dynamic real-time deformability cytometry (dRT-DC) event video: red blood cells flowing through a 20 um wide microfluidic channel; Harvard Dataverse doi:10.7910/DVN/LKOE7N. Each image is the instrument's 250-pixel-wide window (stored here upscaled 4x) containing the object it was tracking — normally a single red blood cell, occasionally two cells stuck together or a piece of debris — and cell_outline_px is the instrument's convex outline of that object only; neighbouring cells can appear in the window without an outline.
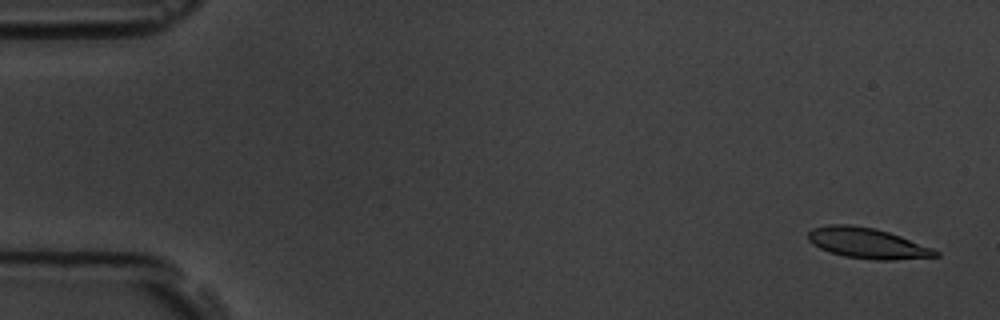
{"species": "common noctule bat (a hibernating species)", "species_latin": "Nyctalus noctula", "temperature_condition": "room temperature", "stored_images_in_passage": 5, "camera_frame_rate_fps": 3000, "um_per_image_px": 0.085, "animal": {"sex": "male", "body_mass_g": 19.5, "forearm_length_mm": 54.6}, "frame": {"image": 1, "passage_image": 1, "time_ms": 0.0, "image_size_px": [1000, 320], "cell_outline_px": [[940, 256], [892, 260], [876, 260], [844, 256], [820, 248], [812, 244], [808, 240], [808, 232], [812, 228], [828, 224], [848, 224], [872, 228], [888, 232], [900, 236], [932, 248], [940, 252]], "centroid_in_image_um": [73.71, 20.67], "position_along_channel_um": 11.3, "area_um2": 22.48}}
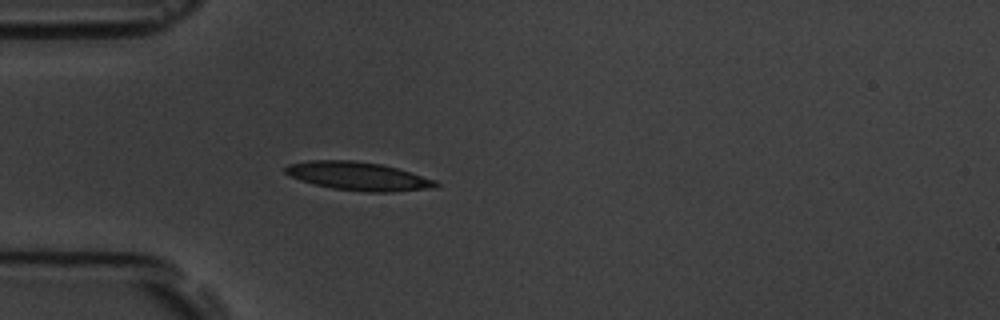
{"frame": {"image": 2, "passage_image": 5, "time_ms": 4.667, "image_size_px": [1000, 320], "cell_outline_px": [[440, 184], [436, 188], [392, 192], [368, 192], [332, 188], [300, 180], [288, 176], [284, 172], [284, 168], [288, 164], [308, 160], [352, 160], [380, 164], [396, 168], [436, 180]], "centroid_in_image_um": [30.44, 14.97], "position_along_channel_um": 54.6, "area_um2": 24.91}}